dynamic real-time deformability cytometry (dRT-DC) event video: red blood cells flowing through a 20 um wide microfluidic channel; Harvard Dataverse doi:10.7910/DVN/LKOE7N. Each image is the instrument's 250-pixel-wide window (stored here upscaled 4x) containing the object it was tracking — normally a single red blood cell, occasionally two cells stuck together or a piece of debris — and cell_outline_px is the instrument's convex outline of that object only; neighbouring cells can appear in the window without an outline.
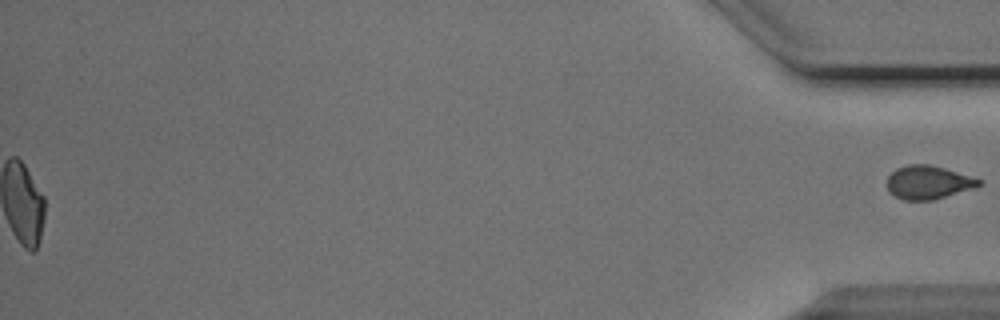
{"species": "Egyptian fruit bat (a non-hibernating species)", "species_latin": "Rousettus aegyptiacus", "temperature_condition": "cold", "stored_images_in_passage": 54, "segment_of_instrument_passage": [2, 2], "camera_frame_rate_fps": 3000, "um_per_image_px": 0.085, "animal": {"sex": "male"}, "frame": {"image": 1, "passage_image": 54, "time_ms": 17.667, "image_size_px": [1000, 320], "cell_outline_px": [[984, 184], [976, 188], [932, 200], [904, 200], [888, 192], [888, 176], [896, 168], [908, 164], [928, 164], [944, 168], [984, 180]], "centroid_in_image_um": [78.94, 15.5], "position_along_channel_um": 356.3, "area_um2": 18.03}}